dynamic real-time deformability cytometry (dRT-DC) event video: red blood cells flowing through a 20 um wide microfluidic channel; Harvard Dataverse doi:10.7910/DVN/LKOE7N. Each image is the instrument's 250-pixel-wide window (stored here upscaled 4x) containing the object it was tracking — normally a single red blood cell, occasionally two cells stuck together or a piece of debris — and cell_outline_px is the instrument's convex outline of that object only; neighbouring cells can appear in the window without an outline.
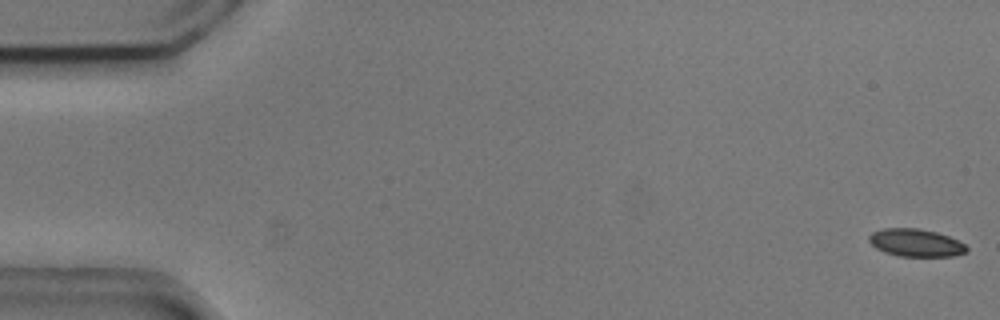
{"species": "common noctule bat (a hibernating species)", "species_latin": "Nyctalus noctula", "temperature_condition": "cold", "stored_images_in_passage": 14, "camera_frame_rate_fps": 3000, "um_per_image_px": 0.085, "animal": {"sex": "male", "body_mass_g": 20.5, "forearm_length_mm": 52.5}, "frame": {"image": 1, "passage_image": 1, "time_ms": 0.0, "image_size_px": [1000, 320], "cell_outline_px": [[968, 252], [952, 256], [900, 256], [884, 252], [876, 248], [868, 240], [868, 236], [872, 232], [884, 228], [920, 228], [936, 232], [948, 236], [964, 244], [968, 248]], "centroid_in_image_um": [77.83, 20.63], "position_along_channel_um": 7.2, "area_um2": 15.72}}
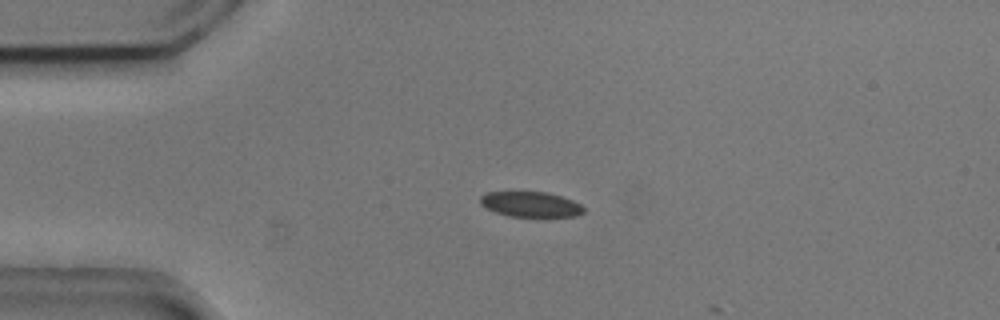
{"frame": {"image": 2, "passage_image": 13, "time_ms": 4.0, "image_size_px": [1000, 320], "cell_outline_px": [[584, 212], [576, 216], [544, 220], [508, 216], [496, 212], [480, 204], [480, 196], [484, 192], [548, 192], [572, 200], [580, 204], [584, 208]], "centroid_in_image_um": [45.15, 17.42], "position_along_channel_um": 39.8, "area_um2": 16.07}}